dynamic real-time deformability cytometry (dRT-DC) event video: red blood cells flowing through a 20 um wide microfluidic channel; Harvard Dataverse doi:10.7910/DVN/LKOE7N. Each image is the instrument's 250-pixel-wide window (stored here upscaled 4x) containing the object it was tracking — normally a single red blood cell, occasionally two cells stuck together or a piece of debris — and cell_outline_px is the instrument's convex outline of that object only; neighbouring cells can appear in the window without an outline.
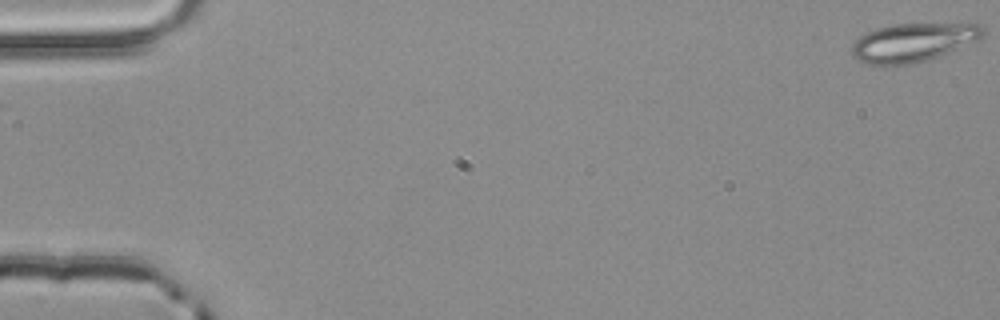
{"species": "common noctule bat (a hibernating species)", "species_latin": "Nyctalus noctula", "temperature_condition": "room temperature", "stored_images_in_passage": 15, "camera_frame_rate_fps": 3000, "um_per_image_px": 0.085, "animal": {"sex": "male", "body_mass_g": 20.4}, "frame": {"image": 1, "passage_image": 1, "time_ms": 0.0, "image_size_px": [1000, 320], "cell_outline_px": [[984, 32], [980, 36], [956, 48], [928, 60], [912, 64], [864, 64], [852, 56], [852, 44], [864, 32], [876, 28], [892, 24], [980, 24], [984, 28]], "centroid_in_image_um": [77.5, 3.6], "position_along_channel_um": 7.5, "area_um2": 28.84}}